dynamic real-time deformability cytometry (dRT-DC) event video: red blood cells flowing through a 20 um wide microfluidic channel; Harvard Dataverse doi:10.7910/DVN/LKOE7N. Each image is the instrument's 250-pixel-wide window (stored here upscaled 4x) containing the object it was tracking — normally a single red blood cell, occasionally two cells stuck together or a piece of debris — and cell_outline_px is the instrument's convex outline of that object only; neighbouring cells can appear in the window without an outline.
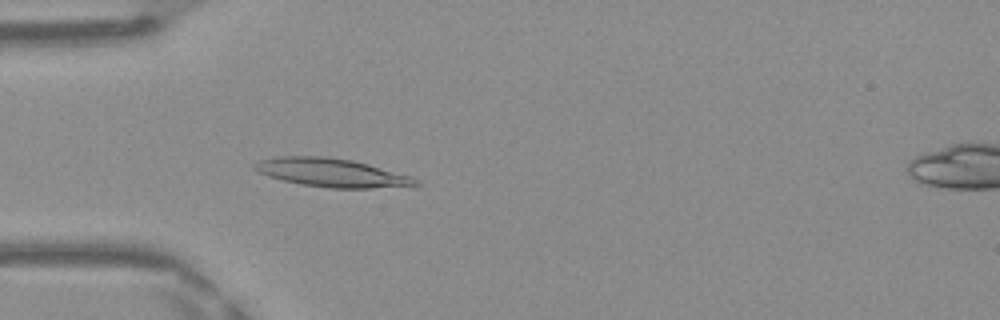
{"species": "Egyptian fruit bat (a non-hibernating species)", "species_latin": "Rousettus aegyptiacus", "temperature_condition": "warm", "stored_images_in_passage": 48, "camera_frame_rate_fps": 3000, "um_per_image_px": 0.085, "frame": {"image": 1, "passage_image": 14, "time_ms": 4.333, "image_size_px": [1000, 320], "cell_outline_px": [[420, 184], [372, 188], [328, 188], [300, 184], [268, 176], [256, 172], [252, 168], [252, 164], [260, 160], [276, 156], [328, 156], [352, 160], [368, 164], [412, 176], [420, 180]], "centroid_in_image_um": [28.13, 14.66], "position_along_channel_um": 56.9, "area_um2": 26.82}}
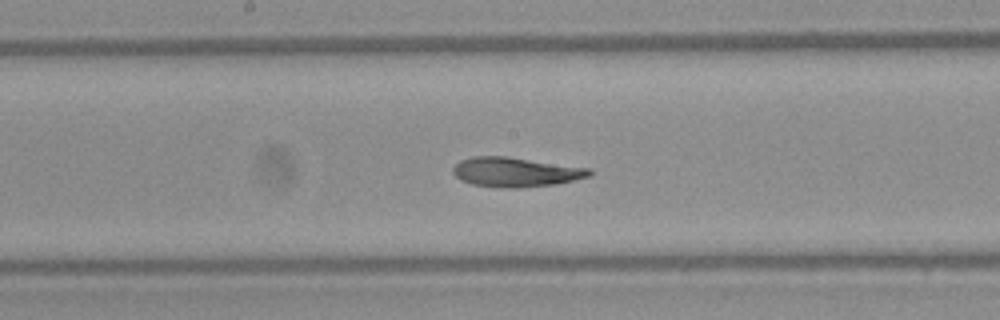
{"frame": {"image": 2, "passage_image": 25, "time_ms": 8.0, "image_size_px": [1000, 320], "cell_outline_px": [[592, 176], [556, 184], [516, 188], [500, 188], [472, 184], [460, 180], [452, 172], [452, 168], [460, 160], [472, 156], [508, 156], [592, 168]], "centroid_in_image_um": [43.85, 14.62], "position_along_channel_um": 204.4, "area_um2": 23.81}}
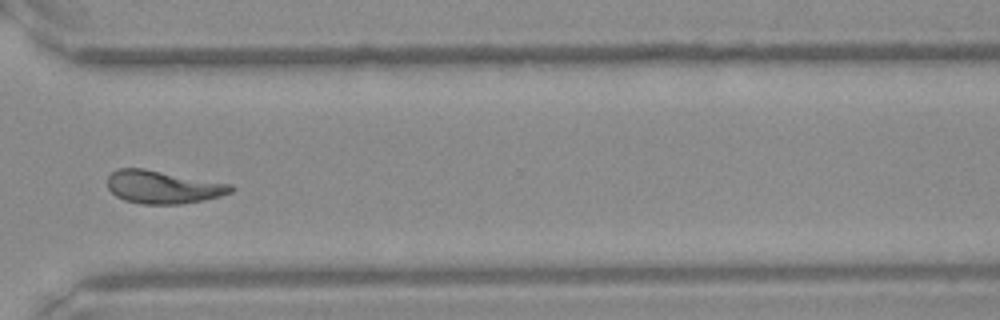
{"frame": {"image": 3, "passage_image": 36, "time_ms": 11.667, "image_size_px": [1000, 320], "cell_outline_px": [[236, 188], [232, 192], [220, 196], [204, 200], [180, 204], [140, 204], [124, 200], [116, 196], [108, 188], [108, 176], [116, 168], [144, 168], [232, 184]], "centroid_in_image_um": [13.86, 15.89], "position_along_channel_um": 356.7, "area_um2": 23.87}, "authors_computed_cell_mechanics": {"area_um2": 23.7558, "velocity_mm_per_s": 4.1536, "shape_relaxation_time_tau1_ms": 7.932, "shape_relaxation_time_tau2_ms": 5.2267, "deformation_change_tau1": 0.2372, "deformation_change_tau2": 0.1221}}